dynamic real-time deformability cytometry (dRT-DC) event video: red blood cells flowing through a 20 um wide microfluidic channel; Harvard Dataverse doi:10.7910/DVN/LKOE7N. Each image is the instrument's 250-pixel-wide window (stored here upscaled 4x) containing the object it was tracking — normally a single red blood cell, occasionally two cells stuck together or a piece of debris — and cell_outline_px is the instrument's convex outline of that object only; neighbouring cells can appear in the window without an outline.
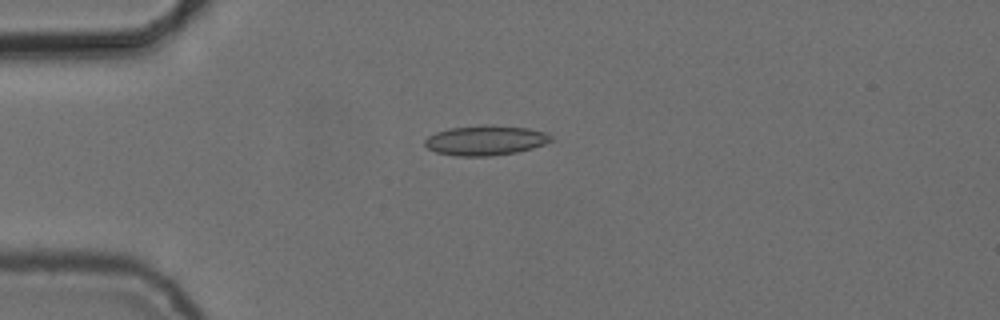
{"species": "common noctule bat (a hibernating species)", "species_latin": "Nyctalus noctula", "temperature_condition": "cold", "stored_images_in_passage": 42, "camera_frame_rate_fps": 3000, "um_per_image_px": 0.085, "animal": {"sex": "female", "body_mass_g": 24.6, "forearm_length_mm": 56.2}, "frame": {"image": 1, "passage_image": 1, "time_ms": 0.0, "image_size_px": [1000, 320], "cell_outline_px": [[556, 140], [532, 148], [516, 152], [488, 156], [456, 156], [436, 152], [428, 148], [424, 144], [424, 140], [428, 136], [436, 132], [448, 128], [488, 124], [528, 128], [548, 132]], "centroid_in_image_um": [41.3, 11.92], "position_along_channel_um": 43.7, "area_um2": 22.2}}
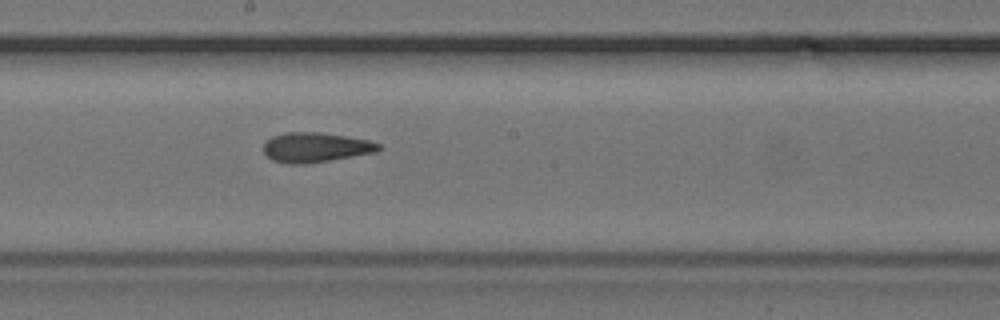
{"frame": {"image": 2, "passage_image": 17, "time_ms": 5.333, "image_size_px": [1000, 320], "cell_outline_px": [[384, 148], [376, 152], [304, 164], [288, 164], [272, 160], [264, 152], [264, 144], [272, 136], [284, 132], [320, 132], [368, 140], [380, 144]], "centroid_in_image_um": [26.82, 12.52], "position_along_channel_um": 221.4, "area_um2": 19.83}}
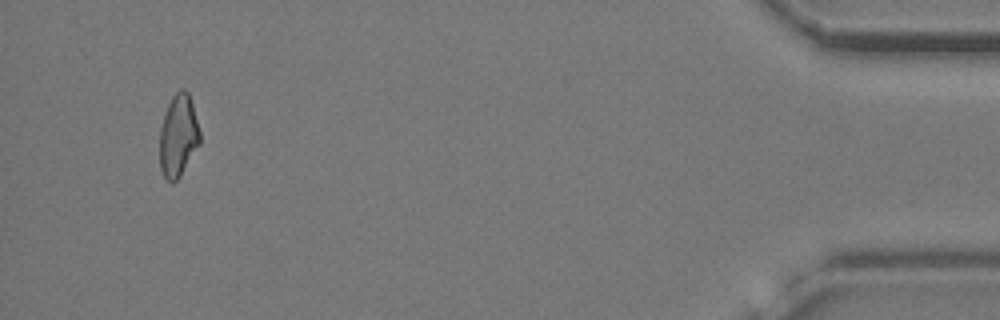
{"frame": {"image": 3, "passage_image": 39, "time_ms": 12.667, "image_size_px": [1000, 320], "cell_outline_px": [[200, 144], [180, 176], [172, 184], [164, 176], [160, 168], [160, 128], [168, 104], [172, 96], [180, 88], [184, 88], [188, 92], [192, 104], [200, 132]], "centroid_in_image_um": [15.15, 11.54], "position_along_channel_um": 420.0, "area_um2": 19.19}, "authors_computed_cell_mechanics": {"area_um2": 19.8832, "velocity_mm_per_s": 3.7662, "shape_relaxation_time_tau1_ms": 6.4059, "shape_relaxation_time_tau2_ms": 3.8098, "deformation_change_tau1": 0.1711, "deformation_change_tau2": 0.1376}}